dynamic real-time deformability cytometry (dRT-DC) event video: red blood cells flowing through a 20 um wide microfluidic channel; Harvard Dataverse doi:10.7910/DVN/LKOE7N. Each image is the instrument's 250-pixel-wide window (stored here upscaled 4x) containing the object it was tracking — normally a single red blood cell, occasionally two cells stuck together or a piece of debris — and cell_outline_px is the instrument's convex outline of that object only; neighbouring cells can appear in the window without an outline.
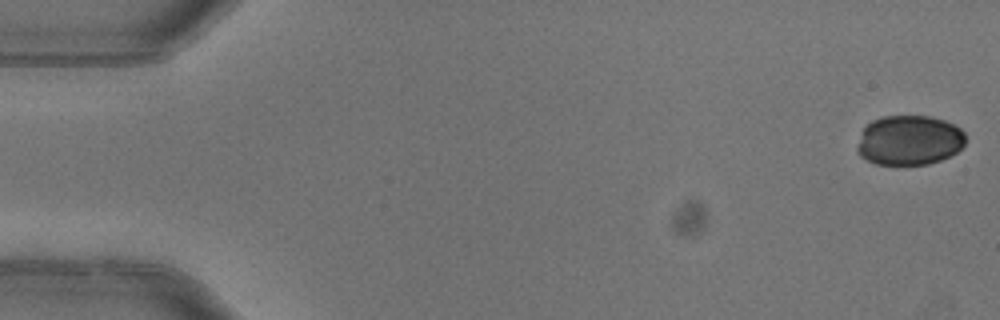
{"species": "common noctule bat (a hibernating species)", "species_latin": "Nyctalus noctula", "temperature_condition": "warm", "stored_images_in_passage": 4, "camera_frame_rate_fps": 3000, "um_per_image_px": 0.085, "animal": {"sex": "female"}, "frame": {"image": 1, "passage_image": 1, "time_ms": 0.0, "image_size_px": [1000, 320], "cell_outline_px": [[964, 144], [956, 152], [940, 160], [928, 164], [876, 164], [860, 156], [856, 152], [856, 148], [864, 128], [872, 120], [884, 116], [932, 116], [944, 120], [960, 128], [964, 132]], "centroid_in_image_um": [77.27, 11.91], "position_along_channel_um": 7.7, "area_um2": 31.27}}
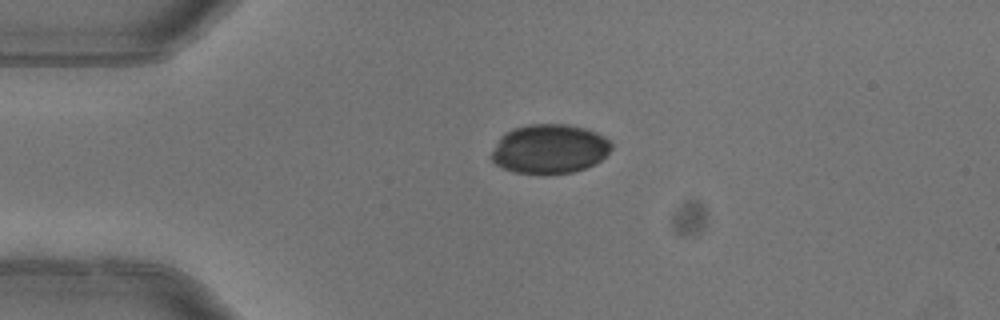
{"frame": {"image": 2, "passage_image": 4, "time_ms": 1.0, "image_size_px": [1000, 320], "cell_outline_px": [[612, 148], [600, 160], [584, 168], [572, 172], [544, 176], [516, 172], [504, 168], [496, 164], [492, 160], [492, 152], [500, 136], [504, 132], [512, 128], [528, 124], [568, 124], [584, 128], [596, 132], [604, 136], [612, 144]], "centroid_in_image_um": [46.69, 12.66], "position_along_channel_um": 38.3, "area_um2": 34.68}}